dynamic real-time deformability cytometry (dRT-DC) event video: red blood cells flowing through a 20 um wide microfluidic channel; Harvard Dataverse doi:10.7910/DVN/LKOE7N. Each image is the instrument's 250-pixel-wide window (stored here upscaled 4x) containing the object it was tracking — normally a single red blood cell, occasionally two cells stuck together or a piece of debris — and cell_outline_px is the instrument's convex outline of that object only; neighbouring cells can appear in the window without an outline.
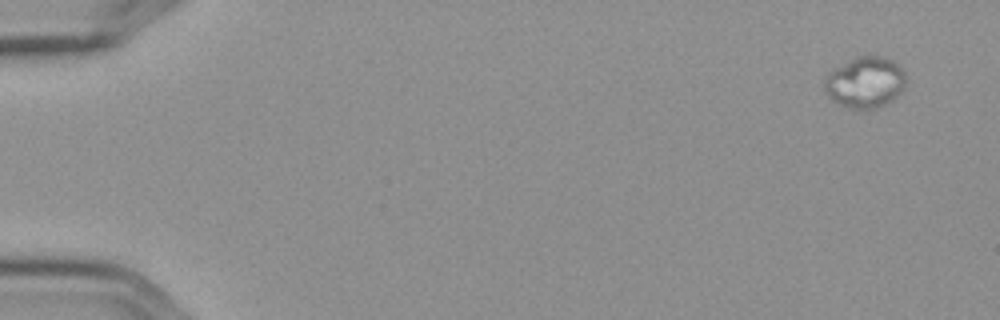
{"species": "Egyptian fruit bat (a non-hibernating species)", "species_latin": "Rousettus aegyptiacus", "temperature_condition": "cold", "stored_images_in_passage": 4, "camera_frame_rate_fps": 3000, "um_per_image_px": 0.085, "frame": {"image": 1, "passage_image": 1, "time_ms": 0.0, "image_size_px": [1000, 320], "cell_outline_px": [[904, 88], [892, 100], [884, 104], [872, 108], [852, 108], [840, 104], [832, 100], [828, 96], [824, 88], [824, 80], [828, 72], [832, 68], [856, 56], [868, 52], [884, 56], [892, 60], [904, 72]], "centroid_in_image_um": [73.5, 6.93], "position_along_channel_um": 11.5, "area_um2": 24.45}}